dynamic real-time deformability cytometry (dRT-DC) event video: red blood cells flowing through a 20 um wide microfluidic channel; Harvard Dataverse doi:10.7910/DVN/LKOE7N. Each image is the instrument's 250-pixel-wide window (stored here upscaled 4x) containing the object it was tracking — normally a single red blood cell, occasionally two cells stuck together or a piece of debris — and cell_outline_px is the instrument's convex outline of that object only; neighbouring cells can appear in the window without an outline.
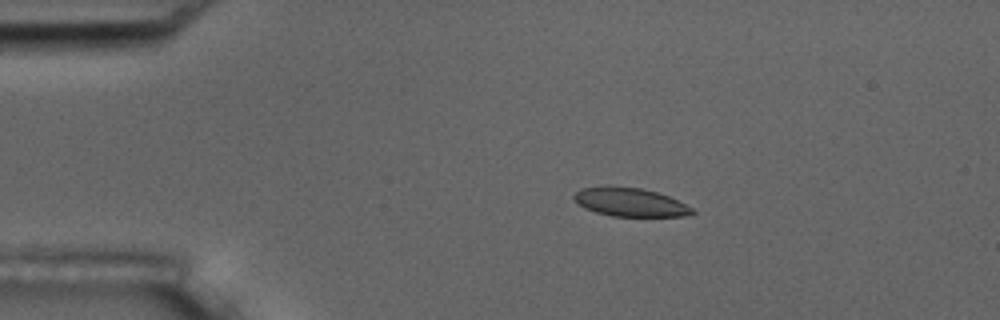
{"species": "common noctule bat (a hibernating species)", "species_latin": "Nyctalus noctula", "temperature_condition": "room temperature", "stored_images_in_passage": 9, "camera_frame_rate_fps": 3000, "um_per_image_px": 0.085, "animal": {"sex": "male", "body_mass_g": 17.5, "forearm_length_mm": 52.3}, "frame": {"image": 1, "passage_image": 3, "time_ms": 3.0, "image_size_px": [1000, 320], "cell_outline_px": [[696, 212], [684, 216], [612, 216], [596, 212], [584, 208], [572, 196], [580, 188], [608, 184], [640, 188], [656, 192], [668, 196], [692, 208]], "centroid_in_image_um": [53.5, 17.16], "position_along_channel_um": 31.5, "area_um2": 19.77}}
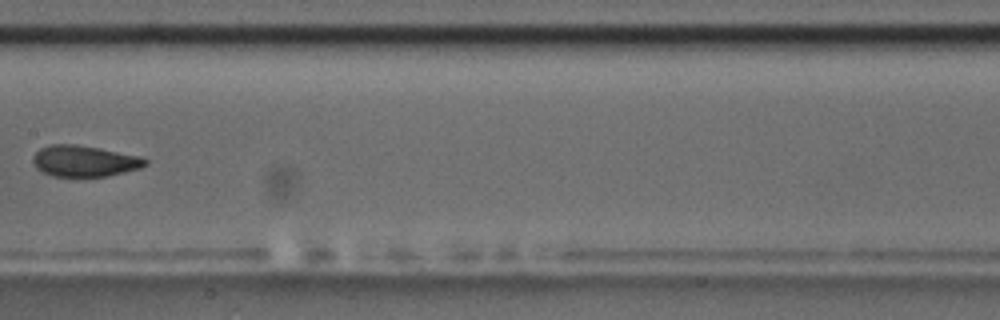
{"frame": {"image": 2, "passage_image": 8, "time_ms": 9.0, "image_size_px": [1000, 320], "cell_outline_px": [[148, 164], [140, 168], [108, 176], [52, 176], [36, 168], [32, 160], [32, 156], [40, 148], [52, 144], [72, 144], [100, 148], [136, 156], [148, 160]], "centroid_in_image_um": [7.14, 13.69], "position_along_channel_um": 200.3, "area_um2": 20.17}}
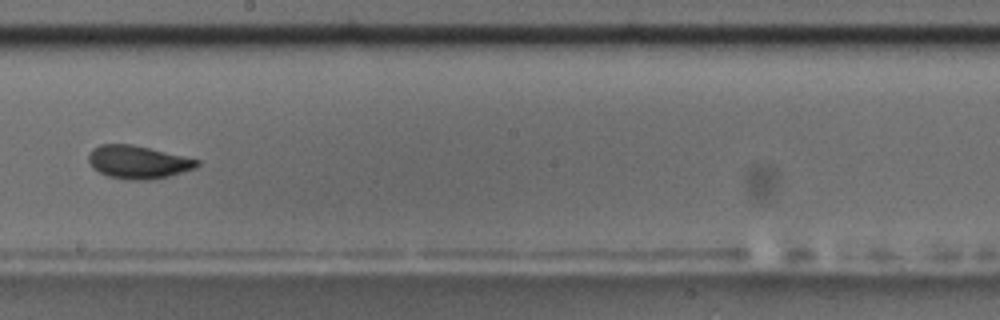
{"frame": {"image": 3, "passage_image": 9, "time_ms": 10.0, "image_size_px": [1000, 320], "cell_outline_px": [[200, 164], [196, 168], [168, 176], [152, 180], [128, 180], [108, 176], [92, 168], [88, 160], [88, 152], [92, 148], [100, 144], [132, 144], [200, 160]], "centroid_in_image_um": [11.71, 13.78], "position_along_channel_um": 236.5, "area_um2": 20.98}}